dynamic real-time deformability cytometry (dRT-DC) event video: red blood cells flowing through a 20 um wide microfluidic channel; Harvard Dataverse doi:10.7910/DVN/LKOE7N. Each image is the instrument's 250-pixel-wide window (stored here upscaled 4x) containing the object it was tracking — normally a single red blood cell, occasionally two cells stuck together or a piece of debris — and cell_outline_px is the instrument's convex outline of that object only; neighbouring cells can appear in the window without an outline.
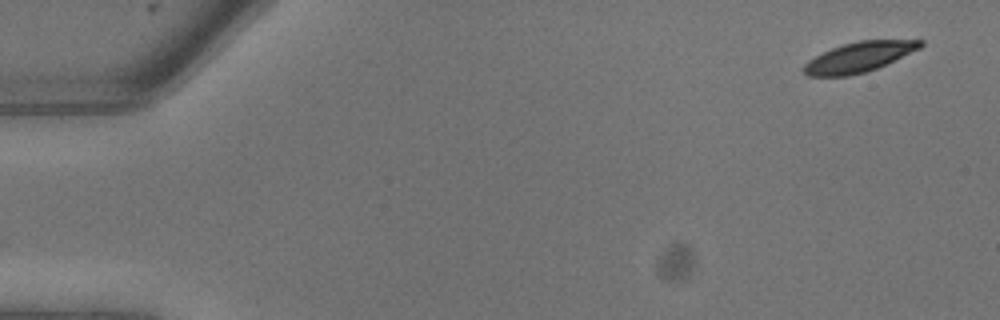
{"species": "common noctule bat (a hibernating species)", "species_latin": "Nyctalus noctula", "temperature_condition": "warm", "stored_images_in_passage": 9, "camera_frame_rate_fps": 3000, "um_per_image_px": 0.085, "animal": {"sex": "male", "body_mass_g": 13.3}, "frame": {"image": 1, "passage_image": 1, "time_ms": 0.0, "image_size_px": [1000, 320], "cell_outline_px": [[924, 44], [920, 48], [876, 68], [864, 72], [848, 76], [808, 76], [804, 72], [804, 64], [808, 60], [832, 48], [844, 44], [860, 40], [924, 40]], "centroid_in_image_um": [73.01, 4.85], "position_along_channel_um": 12.0, "area_um2": 20.0}}
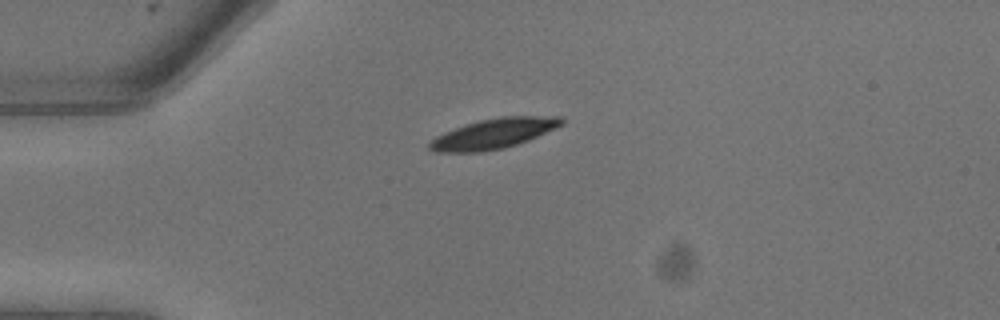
{"frame": {"image": 2, "passage_image": 6, "time_ms": 1.667, "image_size_px": [1000, 320], "cell_outline_px": [[564, 124], [556, 128], [528, 140], [504, 148], [480, 152], [436, 152], [428, 148], [428, 144], [436, 136], [456, 128], [480, 120], [500, 116], [560, 116], [564, 120]], "centroid_in_image_um": [41.99, 11.35], "position_along_channel_um": 43.0, "area_um2": 22.95}}
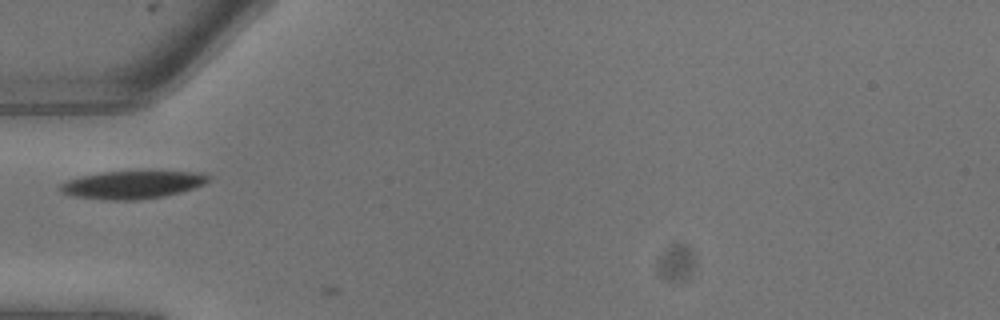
{"frame": {"image": 3, "passage_image": 8, "time_ms": 2.333, "image_size_px": [1000, 320], "cell_outline_px": [[208, 180], [204, 184], [180, 192], [164, 196], [140, 200], [104, 200], [72, 196], [60, 192], [60, 184], [68, 180], [84, 176], [104, 172], [200, 172], [208, 176]], "centroid_in_image_um": [11.21, 15.72], "position_along_channel_um": 73.8, "area_um2": 23.64}}